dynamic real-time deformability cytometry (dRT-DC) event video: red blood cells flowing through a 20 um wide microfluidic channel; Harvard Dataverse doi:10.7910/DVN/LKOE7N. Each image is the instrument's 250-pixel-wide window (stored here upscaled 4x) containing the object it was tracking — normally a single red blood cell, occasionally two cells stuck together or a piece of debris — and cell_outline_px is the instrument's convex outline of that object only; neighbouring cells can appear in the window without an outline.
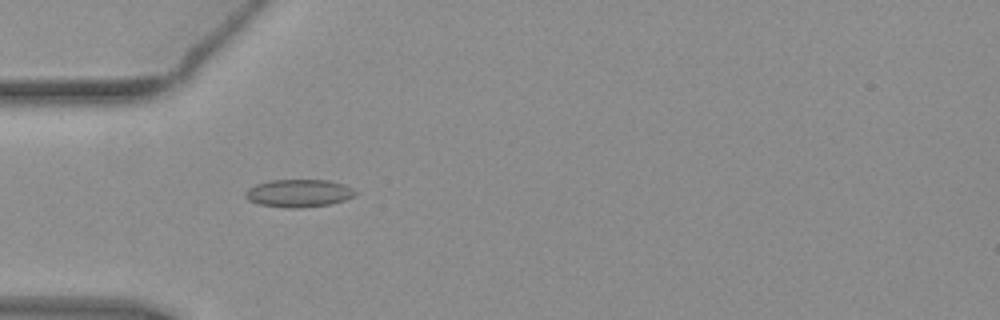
{"species": "common noctule bat (a hibernating species)", "species_latin": "Nyctalus noctula", "temperature_condition": "warm", "stored_images_in_passage": 37, "camera_frame_rate_fps": 3000, "um_per_image_px": 0.085, "animal": {"sex": "female", "body_mass_g": 19.3, "forearm_length_mm": 54.1}, "frame": {"image": 1, "passage_image": 8, "time_ms": 2.333, "image_size_px": [1000, 320], "cell_outline_px": [[356, 196], [344, 200], [328, 204], [300, 208], [292, 208], [260, 204], [248, 200], [244, 196], [244, 192], [248, 188], [256, 184], [268, 180], [328, 180], [344, 184], [352, 188], [356, 192]], "centroid_in_image_um": [25.38, 16.41], "position_along_channel_um": 59.6, "area_um2": 17.74}}
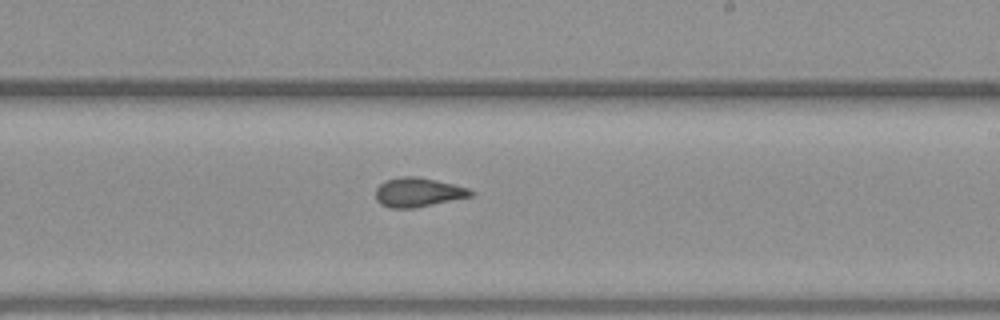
{"frame": {"image": 2, "passage_image": 23, "time_ms": 7.333, "image_size_px": [1000, 320], "cell_outline_px": [[476, 192], [472, 196], [412, 208], [392, 208], [380, 204], [376, 200], [376, 188], [380, 184], [388, 180], [400, 176], [416, 176], [436, 180], [468, 188]], "centroid_in_image_um": [35.53, 16.34], "position_along_channel_um": 253.5, "area_um2": 16.01}}
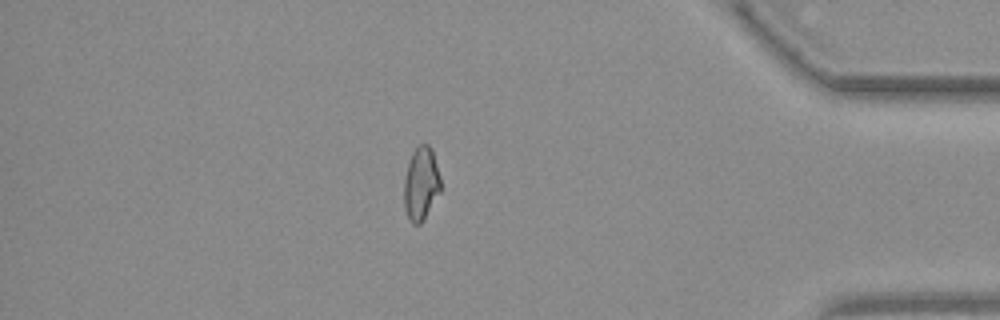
{"frame": {"image": 3, "passage_image": 37, "time_ms": 12.0, "image_size_px": [1000, 320], "cell_outline_px": [[440, 192], [424, 220], [420, 224], [412, 224], [408, 220], [404, 208], [404, 180], [408, 164], [412, 152], [420, 144], [428, 144], [432, 148], [440, 176]], "centroid_in_image_um": [35.78, 15.64], "position_along_channel_um": 399.4, "area_um2": 15.78}, "authors_computed_cell_mechanics": {"area_um2": 16.2418, "velocity_mm_per_s": 3.9348, "shape_relaxation_time_tau1_ms": null, "shape_relaxation_time_tau2_ms": 1.3115, "deformation_change_tau1": null, "deformation_change_tau2": 0.0728}}